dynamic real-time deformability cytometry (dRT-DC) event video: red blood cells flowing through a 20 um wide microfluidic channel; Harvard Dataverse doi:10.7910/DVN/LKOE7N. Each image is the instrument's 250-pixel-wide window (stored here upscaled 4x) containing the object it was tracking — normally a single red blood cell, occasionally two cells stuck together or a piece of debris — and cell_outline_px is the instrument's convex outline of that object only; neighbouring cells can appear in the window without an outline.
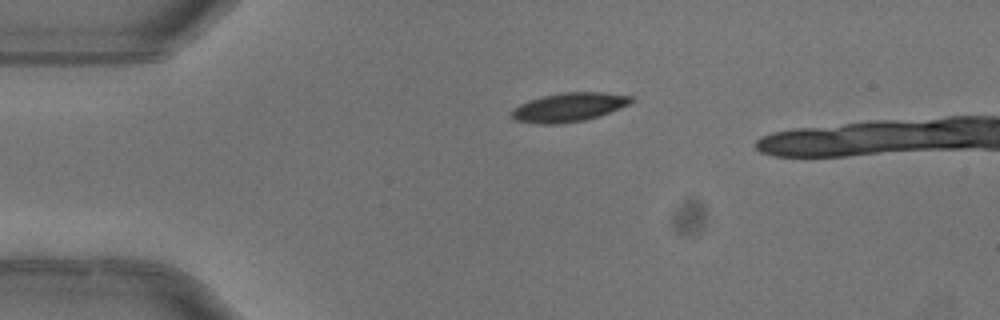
{"species": "common noctule bat (a hibernating species)", "species_latin": "Nyctalus noctula", "temperature_condition": "warm", "stored_images_in_passage": 3, "camera_frame_rate_fps": 3000, "um_per_image_px": 0.085, "animal": {"sex": "female"}, "frame": {"image": 1, "passage_image": 1, "time_ms": 0.0, "image_size_px": [1000, 320], "cell_outline_px": [[632, 100], [628, 104], [600, 116], [584, 120], [556, 124], [536, 124], [512, 120], [512, 108], [528, 100], [544, 96], [564, 92], [604, 92], [632, 96]], "centroid_in_image_um": [48.3, 9.12], "position_along_channel_um": 36.7, "area_um2": 20.06}}